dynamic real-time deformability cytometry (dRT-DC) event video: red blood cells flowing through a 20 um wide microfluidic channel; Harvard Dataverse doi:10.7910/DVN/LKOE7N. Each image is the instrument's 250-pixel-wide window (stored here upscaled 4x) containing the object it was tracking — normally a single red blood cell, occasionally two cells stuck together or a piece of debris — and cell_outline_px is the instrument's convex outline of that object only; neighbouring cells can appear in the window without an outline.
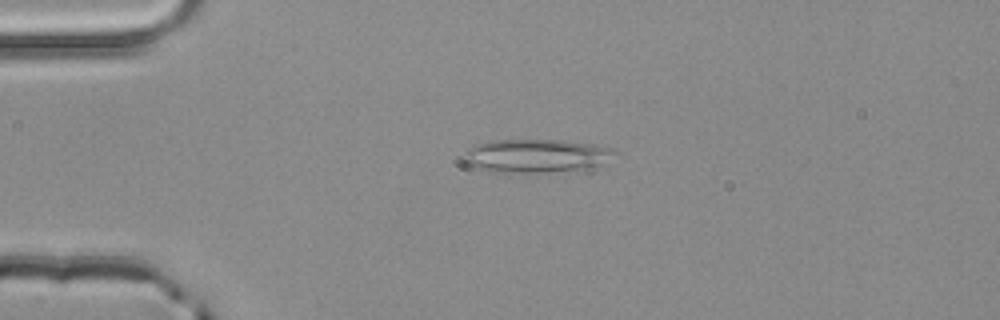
{"species": "common noctule bat (a hibernating species)", "species_latin": "Nyctalus noctula", "temperature_condition": "room temperature", "stored_images_in_passage": 3, "camera_frame_rate_fps": 3000, "um_per_image_px": 0.085, "animal": {"sex": "male", "body_mass_g": 20.4}, "frame": {"image": 1, "passage_image": 3, "time_ms": 0.667, "image_size_px": [1000, 320], "cell_outline_px": [[620, 152], [600, 164], [584, 168], [548, 172], [488, 172], [468, 164], [464, 160], [464, 152], [468, 148], [476, 144], [488, 140], [564, 140], [592, 144], [612, 148]], "centroid_in_image_um": [45.53, 13.23], "position_along_channel_um": 39.5, "area_um2": 29.3}}